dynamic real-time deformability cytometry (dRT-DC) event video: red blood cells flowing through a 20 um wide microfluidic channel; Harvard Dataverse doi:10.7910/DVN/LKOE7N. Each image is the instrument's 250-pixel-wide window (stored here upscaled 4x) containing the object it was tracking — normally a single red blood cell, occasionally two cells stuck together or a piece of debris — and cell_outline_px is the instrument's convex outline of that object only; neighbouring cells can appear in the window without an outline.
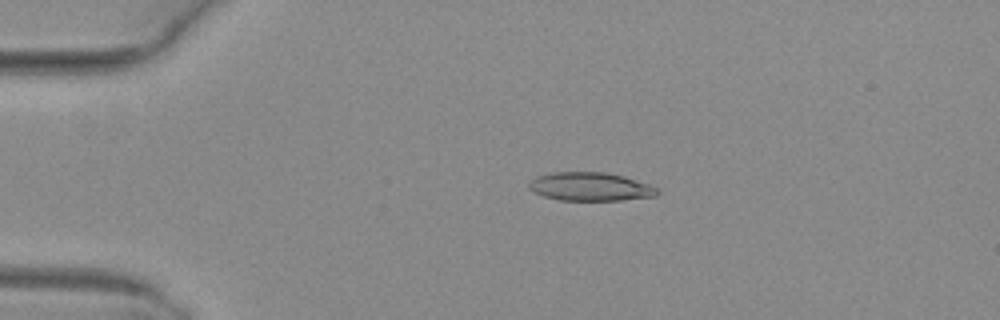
{"species": "common noctule bat (a hibernating species)", "species_latin": "Nyctalus noctula", "temperature_condition": "warm", "stored_images_in_passage": 41, "camera_frame_rate_fps": 3000, "um_per_image_px": 0.085, "animal": {"sex": "female", "body_mass_g": 29.2, "forearm_length_mm": 56.3}, "frame": {"image": 1, "passage_image": 1, "time_ms": 0.0, "image_size_px": [1000, 320], "cell_outline_px": [[660, 192], [656, 196], [620, 200], [560, 200], [544, 196], [532, 192], [528, 188], [528, 184], [536, 176], [552, 172], [608, 172], [624, 176], [648, 184], [656, 188]], "centroid_in_image_um": [50.15, 15.86], "position_along_channel_um": 34.8, "area_um2": 21.33}}
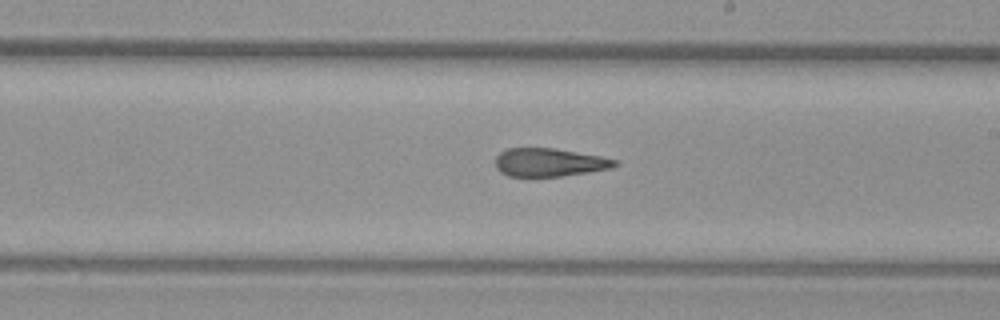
{"frame": {"image": 2, "passage_image": 20, "time_ms": 6.333, "image_size_px": [1000, 320], "cell_outline_px": [[620, 164], [612, 168], [588, 172], [560, 176], [508, 176], [500, 172], [496, 168], [496, 156], [500, 152], [508, 148], [556, 148], [600, 156], [620, 160]], "centroid_in_image_um": [46.72, 13.79], "position_along_channel_um": 242.3, "area_um2": 19.77}}
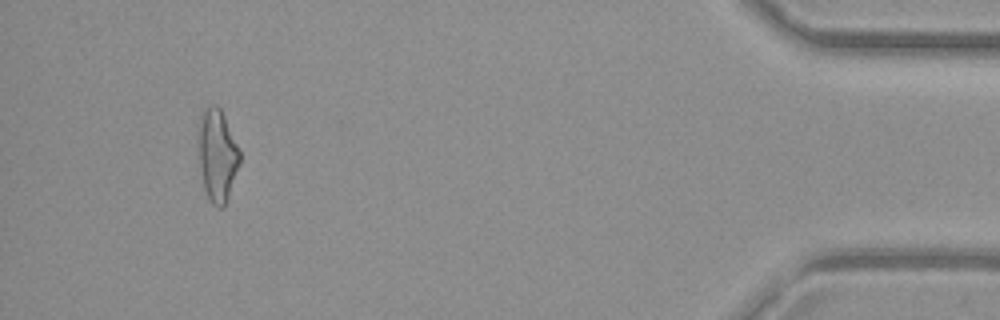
{"frame": {"image": 3, "passage_image": 38, "time_ms": 12.333, "image_size_px": [1000, 320], "cell_outline_px": [[240, 164], [224, 208], [216, 208], [212, 204], [204, 192], [200, 168], [196, 136], [200, 116], [204, 108], [208, 104], [216, 104], [220, 108], [240, 148]], "centroid_in_image_um": [18.44, 13.18], "position_along_channel_um": 416.8, "area_um2": 23.0}, "authors_computed_cell_mechanics": {"area_um2": 21.3282, "velocity_mm_per_s": 4.0552, "shape_relaxation_time_tau1_ms": null, "shape_relaxation_time_tau2_ms": 2.1949, "deformation_change_tau1": null, "deformation_change_tau2": 0.126}}